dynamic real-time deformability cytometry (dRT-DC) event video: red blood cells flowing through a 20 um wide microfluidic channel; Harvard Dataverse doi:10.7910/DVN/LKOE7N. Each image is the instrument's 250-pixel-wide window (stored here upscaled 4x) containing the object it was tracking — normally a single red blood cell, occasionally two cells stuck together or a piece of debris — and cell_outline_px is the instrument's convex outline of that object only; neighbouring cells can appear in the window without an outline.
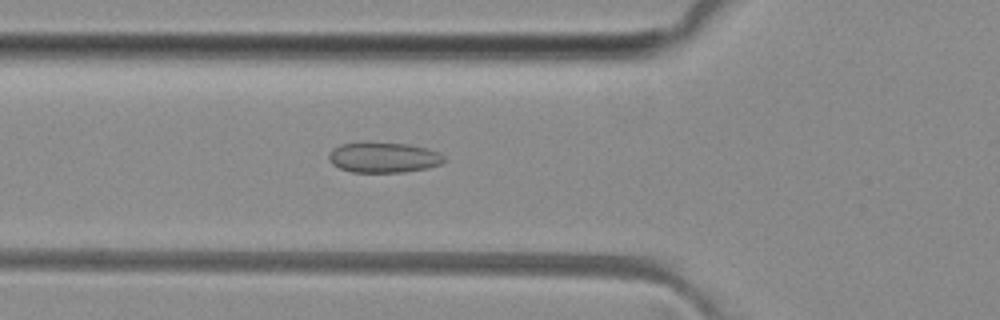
{"species": "common noctule bat (a hibernating species)", "species_latin": "Nyctalus noctula", "temperature_condition": "room temperature", "stored_images_in_passage": 39, "camera_frame_rate_fps": 3000, "um_per_image_px": 0.085, "animal": {"sex": "female", "body_mass_g": 29.2, "forearm_length_mm": 56.3}, "frame": {"image": 1, "passage_image": 6, "time_ms": 1.667, "image_size_px": [1000, 320], "cell_outline_px": [[444, 160], [440, 164], [428, 168], [404, 172], [352, 172], [340, 168], [332, 164], [328, 160], [328, 152], [332, 148], [340, 144], [364, 140], [408, 144], [428, 148], [440, 152], [444, 156]], "centroid_in_image_um": [32.55, 13.35], "position_along_channel_um": 93.2, "area_um2": 21.1}}
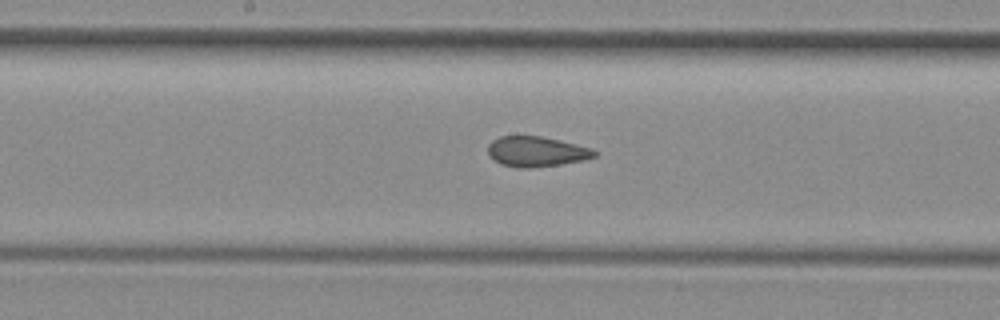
{"frame": {"image": 2, "passage_image": 14, "time_ms": 4.333, "image_size_px": [1000, 320], "cell_outline_px": [[600, 152], [596, 156], [584, 160], [560, 164], [532, 168], [516, 168], [500, 164], [488, 156], [488, 144], [492, 140], [500, 136], [540, 136], [560, 140], [592, 148]], "centroid_in_image_um": [45.59, 12.89], "position_along_channel_um": 202.6, "area_um2": 19.02}}
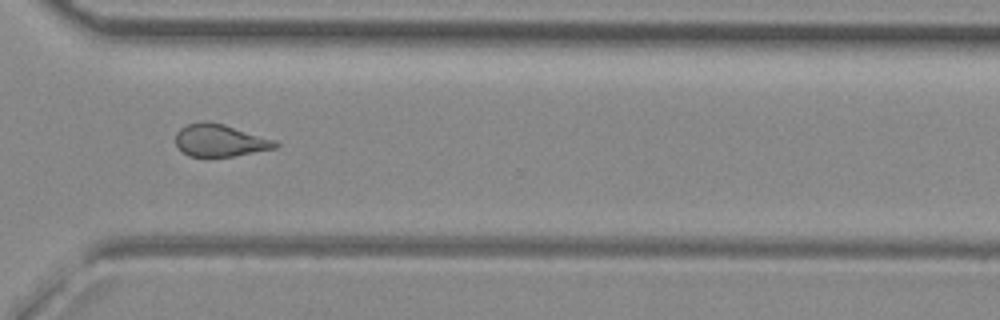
{"frame": {"image": 3, "passage_image": 25, "time_ms": 8.0, "image_size_px": [1000, 320], "cell_outline_px": [[280, 144], [276, 148], [232, 156], [188, 156], [176, 144], [176, 132], [180, 128], [188, 124], [204, 120], [208, 120], [224, 124], [276, 140]], "centroid_in_image_um": [18.7, 11.91], "position_along_channel_um": 351.9, "area_um2": 18.73}, "authors_computed_cell_mechanics": {"area_um2": 19.1896, "velocity_mm_per_s": 4.0891, "shape_relaxation_time_tau1_ms": null, "shape_relaxation_time_tau2_ms": 1.6684, "deformation_change_tau1": null, "deformation_change_tau2": 0.0844}}